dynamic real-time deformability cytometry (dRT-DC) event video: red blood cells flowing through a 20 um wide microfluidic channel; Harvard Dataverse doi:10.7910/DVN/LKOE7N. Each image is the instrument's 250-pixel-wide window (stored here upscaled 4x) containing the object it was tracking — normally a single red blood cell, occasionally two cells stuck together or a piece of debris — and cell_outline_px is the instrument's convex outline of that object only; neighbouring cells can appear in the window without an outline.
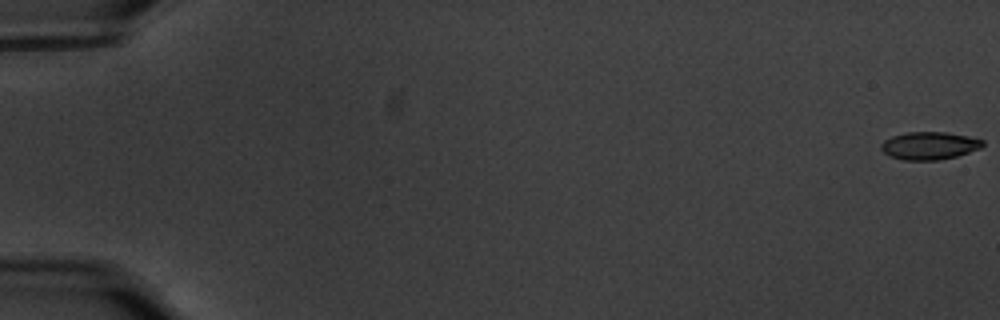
{"species": "common noctule bat (a hibernating species)", "species_latin": "Nyctalus noctula", "temperature_condition": "warm", "stored_images_in_passage": 59, "camera_frame_rate_fps": 3000, "um_per_image_px": 0.085, "animal": {"sex": "male", "body_mass_g": 20.1, "forearm_length_mm": 53.5}, "frame": {"image": 1, "passage_image": 1, "time_ms": 0.0, "image_size_px": [1000, 320], "cell_outline_px": [[984, 144], [980, 148], [956, 156], [936, 160], [904, 160], [892, 156], [884, 152], [880, 148], [880, 144], [884, 140], [892, 136], [908, 132], [944, 132], [968, 136], [984, 140]], "centroid_in_image_um": [78.99, 12.37], "position_along_channel_um": 6.0, "area_um2": 16.24}}
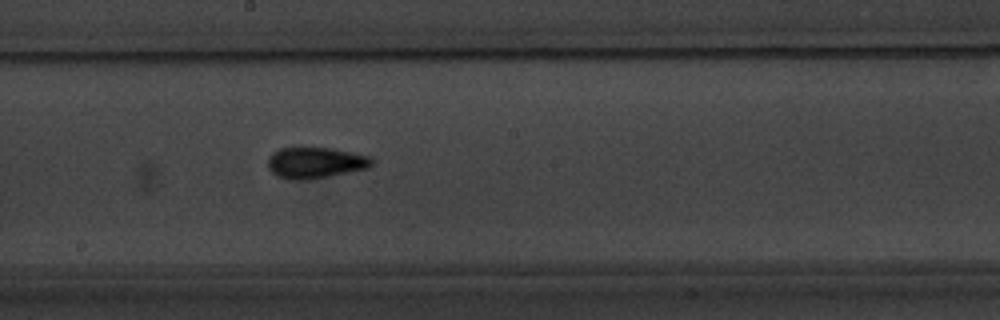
{"frame": {"image": 2, "passage_image": 34, "time_ms": 11.0, "image_size_px": [1000, 320], "cell_outline_px": [[372, 164], [368, 168], [308, 180], [288, 180], [276, 176], [268, 168], [268, 160], [272, 152], [280, 148], [332, 148], [352, 152], [368, 156], [372, 160]], "centroid_in_image_um": [26.76, 13.84], "position_along_channel_um": 221.4, "area_um2": 18.79}}
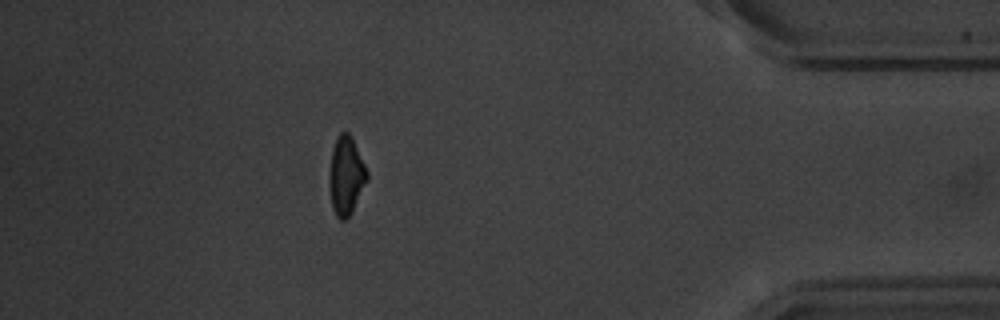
{"frame": {"image": 3, "passage_image": 53, "time_ms": 17.333, "image_size_px": [1000, 320], "cell_outline_px": [[368, 180], [352, 212], [344, 220], [340, 220], [336, 216], [332, 208], [328, 184], [328, 180], [332, 148], [336, 136], [340, 132], [348, 132], [352, 136], [368, 172]], "centroid_in_image_um": [29.4, 14.92], "position_along_channel_um": 405.8, "area_um2": 17.57}, "authors_computed_cell_mechanics": {"area_um2": 17.2244, "velocity_mm_per_s": 3.5443, "shape_relaxation_time_tau1_ms": 3.3384, "shape_relaxation_time_tau2_ms": 2.1095, "deformation_change_tau1": 0.1402, "deformation_change_tau2": 0.0759}}